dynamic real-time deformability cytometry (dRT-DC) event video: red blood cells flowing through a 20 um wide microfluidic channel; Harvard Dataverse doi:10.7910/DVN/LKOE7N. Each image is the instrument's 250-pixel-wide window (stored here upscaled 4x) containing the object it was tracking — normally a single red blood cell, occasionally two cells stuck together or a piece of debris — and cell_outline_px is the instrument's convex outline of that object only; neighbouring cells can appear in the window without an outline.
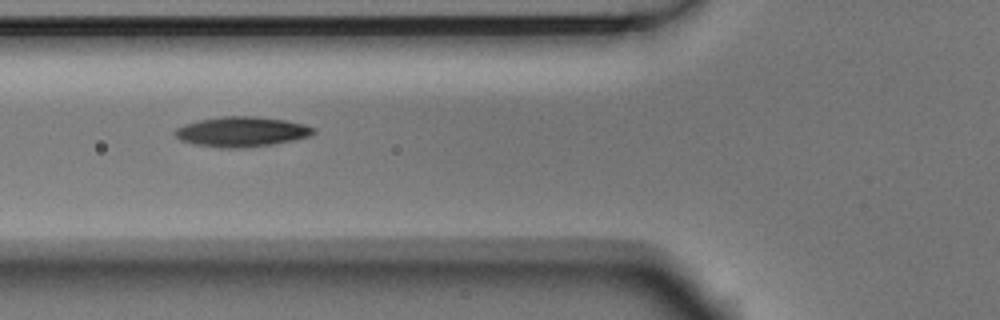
{"species": "Egyptian fruit bat (a non-hibernating species)", "species_latin": "Rousettus aegyptiacus", "temperature_condition": "room temperature", "stored_images_in_passage": 4, "camera_frame_rate_fps": 3000, "um_per_image_px": 0.085, "animal": {"sex": "male"}, "frame": {"image": 1, "passage_image": 4, "time_ms": 1.0, "image_size_px": [1000, 320], "cell_outline_px": [[316, 132], [308, 136], [292, 140], [272, 144], [244, 148], [220, 148], [196, 144], [180, 140], [172, 132], [176, 128], [184, 124], [200, 120], [224, 116], [252, 116], [288, 120], [304, 124], [316, 128]], "centroid_in_image_um": [20.54, 11.19], "position_along_channel_um": 105.3, "area_um2": 24.22}}